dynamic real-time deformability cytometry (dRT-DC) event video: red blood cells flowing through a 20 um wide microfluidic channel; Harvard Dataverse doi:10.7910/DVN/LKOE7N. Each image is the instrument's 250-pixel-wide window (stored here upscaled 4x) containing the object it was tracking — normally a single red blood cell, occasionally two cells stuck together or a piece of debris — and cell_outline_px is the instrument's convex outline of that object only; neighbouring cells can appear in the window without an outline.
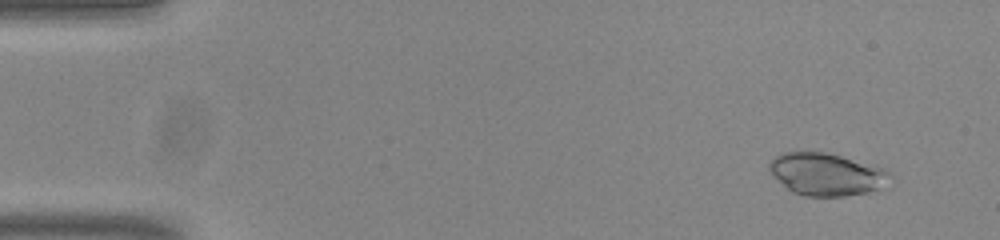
{"species": "common noctule bat (a hibernating species)", "species_latin": "Nyctalus noctula", "temperature_condition": "room temperature", "stored_images_in_passage": 53, "camera_frame_rate_fps": 3000, "um_per_image_px": 0.085, "animal": {"sex": "male", "body_mass_g": 20.0, "forearm_length_mm": 53.3}, "frame": {"image": 1, "passage_image": 4, "time_ms": 1.0, "image_size_px": [1000, 240], "cell_outline_px": [[892, 188], [844, 196], [804, 196], [792, 192], [772, 176], [768, 168], [768, 164], [776, 156], [784, 152], [824, 152], [840, 156], [884, 168], [892, 172]], "centroid_in_image_um": [70.34, 14.84], "position_along_channel_um": 14.7, "area_um2": 30.4}}
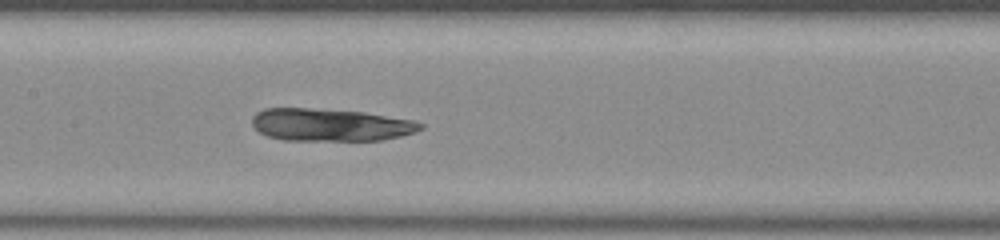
{"frame": {"image": 2, "passage_image": 26, "time_ms": 8.333, "image_size_px": [1000, 240], "cell_outline_px": [[424, 128], [400, 136], [380, 140], [284, 140], [268, 136], [260, 132], [252, 124], [252, 116], [256, 112], [264, 108], [308, 108], [364, 112], [412, 120], [424, 124]], "centroid_in_image_um": [28.05, 10.6], "position_along_channel_um": 179.3, "area_um2": 31.73}}